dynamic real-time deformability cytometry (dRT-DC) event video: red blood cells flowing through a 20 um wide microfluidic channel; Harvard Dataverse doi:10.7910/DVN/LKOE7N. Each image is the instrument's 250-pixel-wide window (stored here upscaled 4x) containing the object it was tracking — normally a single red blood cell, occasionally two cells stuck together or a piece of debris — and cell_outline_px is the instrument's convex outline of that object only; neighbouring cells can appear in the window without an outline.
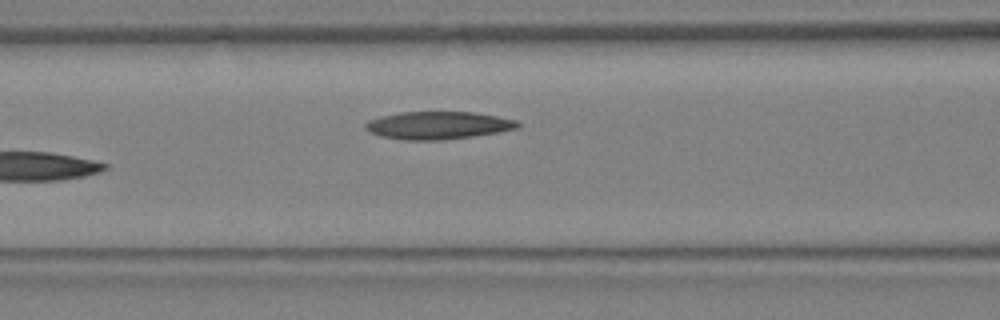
{"species": "Egyptian fruit bat (a non-hibernating species)", "species_latin": "Rousettus aegyptiacus", "temperature_condition": "warm", "stored_images_in_passage": 12, "camera_frame_rate_fps": 3000, "um_per_image_px": 0.085, "animal": {"sex": "female"}, "frame": {"image": 1, "passage_image": 12, "time_ms": 3.667, "image_size_px": [1000, 320], "cell_outline_px": [[520, 128], [472, 136], [444, 140], [404, 140], [380, 136], [364, 128], [364, 124], [368, 120], [380, 116], [400, 112], [476, 112], [516, 120], [520, 124]], "centroid_in_image_um": [37.21, 10.65], "position_along_channel_um": 129.4, "area_um2": 24.57}}